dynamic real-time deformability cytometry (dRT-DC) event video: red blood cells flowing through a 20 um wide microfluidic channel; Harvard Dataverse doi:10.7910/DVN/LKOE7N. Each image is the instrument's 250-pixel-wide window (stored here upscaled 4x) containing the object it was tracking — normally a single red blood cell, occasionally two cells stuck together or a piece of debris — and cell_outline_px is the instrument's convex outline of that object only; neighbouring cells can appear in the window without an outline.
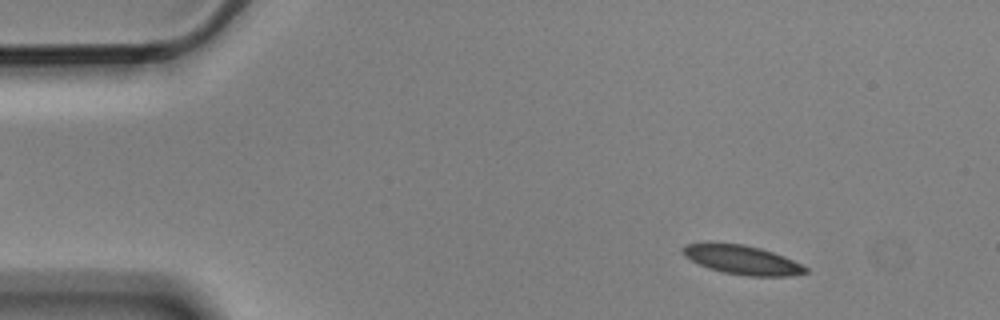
{"species": "Egyptian fruit bat (a non-hibernating species)", "species_latin": "Rousettus aegyptiacus", "temperature_condition": "cold", "stored_images_in_passage": 8, "camera_frame_rate_fps": 3000, "um_per_image_px": 0.085, "animal": {"sex": "male"}, "frame": {"image": 1, "passage_image": 1, "time_ms": 0.0, "image_size_px": [1000, 320], "cell_outline_px": [[808, 272], [788, 276], [748, 276], [724, 272], [708, 268], [684, 256], [680, 248], [684, 244], [744, 244], [760, 248], [784, 256], [808, 268]], "centroid_in_image_um": [63.09, 22.1], "position_along_channel_um": 21.9, "area_um2": 20.35}}
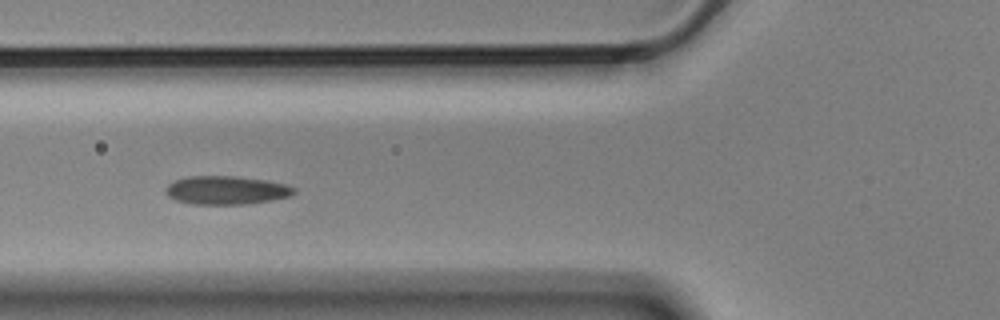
{"frame": {"image": 2, "passage_image": 5, "time_ms": 1.333, "image_size_px": [1000, 320], "cell_outline_px": [[296, 192], [288, 196], [272, 200], [244, 204], [192, 204], [176, 200], [168, 196], [164, 192], [164, 188], [168, 184], [176, 180], [188, 176], [236, 176], [264, 180], [284, 184], [296, 188]], "centroid_in_image_um": [19.2, 16.16], "position_along_channel_um": 106.6, "area_um2": 21.21}}
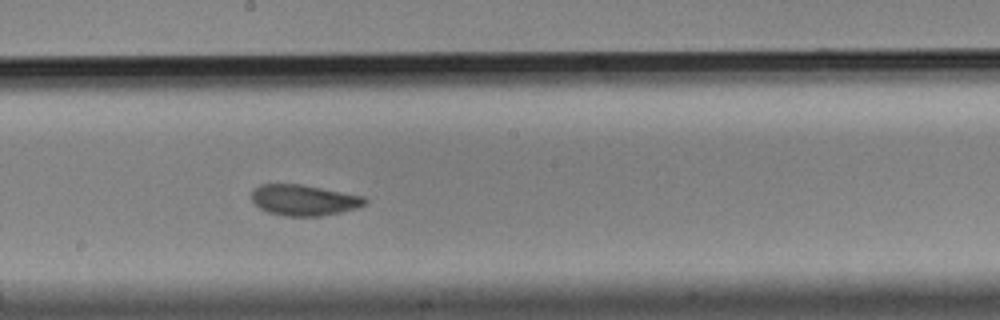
{"frame": {"image": 3, "passage_image": 8, "time_ms": 2.333, "image_size_px": [1000, 320], "cell_outline_px": [[368, 200], [364, 204], [356, 208], [340, 212], [320, 216], [284, 216], [268, 212], [260, 208], [252, 200], [252, 192], [260, 184], [300, 184], [364, 196]], "centroid_in_image_um": [25.83, 17.01], "position_along_channel_um": 222.4, "area_um2": 20.17}}